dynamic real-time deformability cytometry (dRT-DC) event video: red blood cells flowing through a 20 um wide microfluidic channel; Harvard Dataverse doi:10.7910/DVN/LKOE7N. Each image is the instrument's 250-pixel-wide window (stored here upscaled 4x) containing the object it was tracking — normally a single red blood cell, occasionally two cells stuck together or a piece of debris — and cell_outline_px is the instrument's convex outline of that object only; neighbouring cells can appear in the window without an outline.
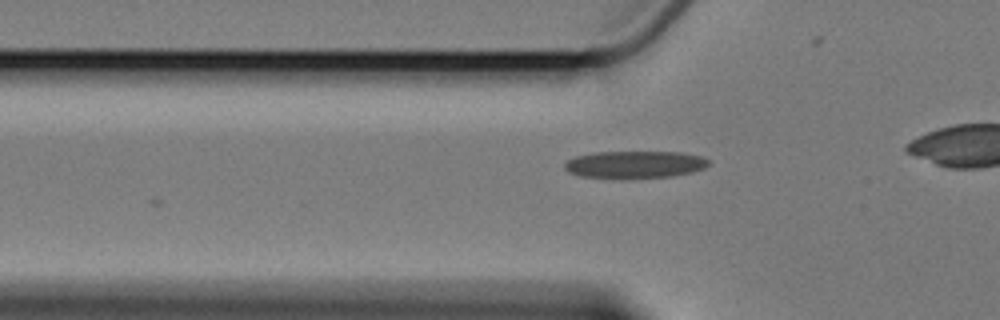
{"species": "Egyptian fruit bat (a non-hibernating species)", "species_latin": "Rousettus aegyptiacus", "temperature_condition": "cold", "stored_images_in_passage": 3, "camera_frame_rate_fps": 3000, "um_per_image_px": 0.085, "animal": {"sex": "female"}, "frame": {"image": 1, "passage_image": 3, "time_ms": 2.333, "image_size_px": [1000, 320], "cell_outline_px": [[708, 164], [704, 168], [692, 172], [668, 176], [620, 180], [580, 176], [568, 172], [564, 168], [564, 164], [568, 160], [576, 156], [592, 152], [684, 152], [700, 156], [708, 160]], "centroid_in_image_um": [53.89, 14.0], "position_along_channel_um": 71.9, "area_um2": 23.29}}